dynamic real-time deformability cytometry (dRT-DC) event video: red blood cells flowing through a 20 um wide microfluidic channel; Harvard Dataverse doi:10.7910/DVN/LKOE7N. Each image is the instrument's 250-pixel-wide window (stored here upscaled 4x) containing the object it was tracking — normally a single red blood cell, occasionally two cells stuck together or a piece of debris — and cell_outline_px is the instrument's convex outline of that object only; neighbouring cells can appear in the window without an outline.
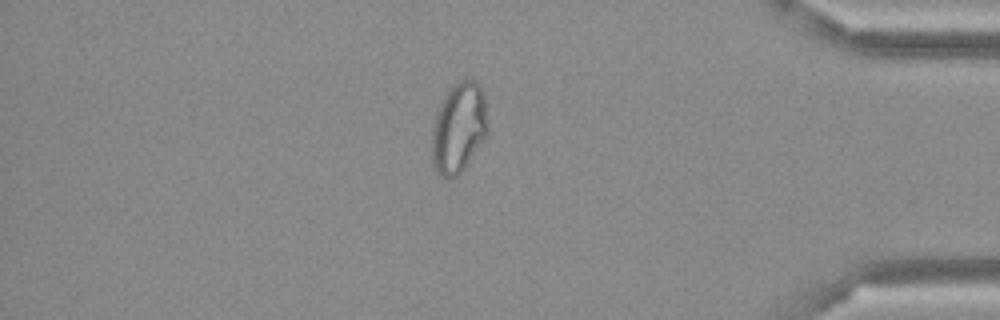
{"species": "Egyptian fruit bat (a non-hibernating species)", "species_latin": "Rousettus aegyptiacus", "temperature_condition": "cold", "stored_images_in_passage": 50, "camera_frame_rate_fps": 3000, "um_per_image_px": 0.085, "frame": {"image": 1, "passage_image": 43, "time_ms": 14.0, "image_size_px": [1000, 320], "cell_outline_px": [[488, 132], [464, 168], [456, 176], [440, 176], [432, 164], [432, 128], [436, 112], [444, 96], [452, 84], [460, 80], [472, 80], [480, 84], [484, 96], [488, 124]], "centroid_in_image_um": [38.98, 10.83], "position_along_channel_um": 396.2, "area_um2": 29.25}}